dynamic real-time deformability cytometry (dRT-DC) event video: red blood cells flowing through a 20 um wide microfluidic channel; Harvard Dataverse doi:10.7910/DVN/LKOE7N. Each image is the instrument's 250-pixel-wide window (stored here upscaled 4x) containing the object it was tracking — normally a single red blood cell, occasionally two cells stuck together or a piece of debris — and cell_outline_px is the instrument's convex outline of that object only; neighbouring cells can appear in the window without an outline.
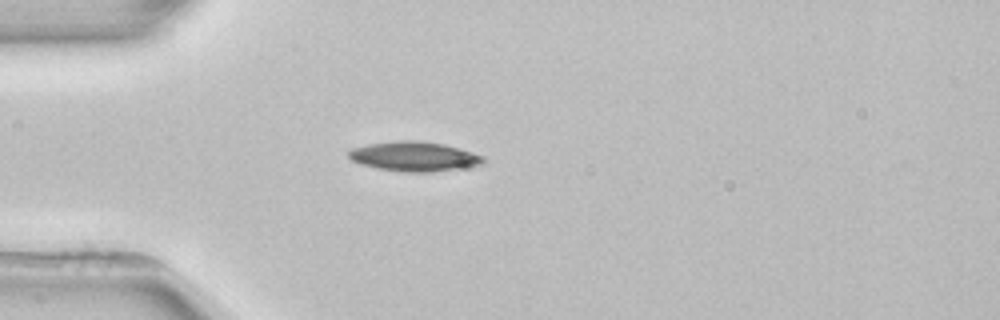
{"species": "common noctule bat (a hibernating species)", "species_latin": "Nyctalus noctula", "temperature_condition": "room temperature", "stored_images_in_passage": 2, "camera_frame_rate_fps": 3000, "um_per_image_px": 0.085, "animal": {"sex": "female", "body_mass_g": 22.7, "forearm_length_mm": 54.2}, "frame": {"image": 1, "passage_image": 2, "time_ms": 1.333, "image_size_px": [1000, 320], "cell_outline_px": [[484, 164], [432, 172], [404, 172], [380, 168], [360, 164], [352, 160], [348, 156], [348, 152], [352, 148], [368, 144], [396, 140], [416, 140], [444, 144], [460, 148], [484, 156]], "centroid_in_image_um": [35.21, 13.29], "position_along_channel_um": 49.8, "area_um2": 23.18}}